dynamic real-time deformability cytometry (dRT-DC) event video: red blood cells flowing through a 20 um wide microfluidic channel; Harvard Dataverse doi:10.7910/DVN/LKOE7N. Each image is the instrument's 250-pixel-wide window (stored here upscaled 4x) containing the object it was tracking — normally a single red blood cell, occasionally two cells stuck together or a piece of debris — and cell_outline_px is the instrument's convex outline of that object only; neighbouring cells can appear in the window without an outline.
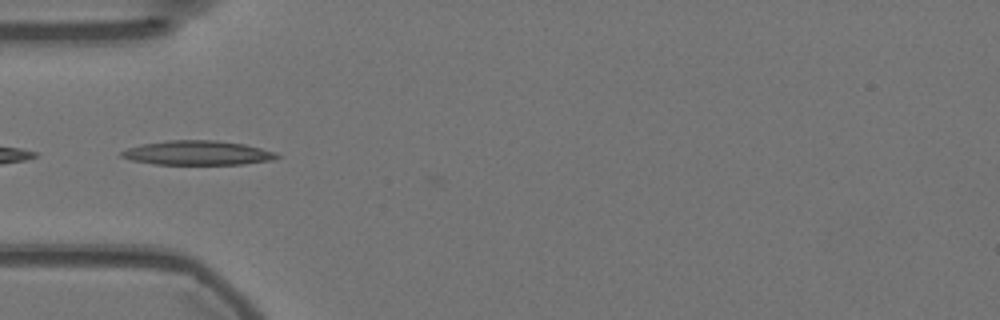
{"species": "Egyptian fruit bat (a non-hibernating species)", "species_latin": "Rousettus aegyptiacus", "temperature_condition": "warm", "stored_images_in_passage": 13, "camera_frame_rate_fps": 3000, "um_per_image_px": 0.085, "animal": {"sex": "female"}, "frame": {"image": 1, "passage_image": 1, "time_ms": 0.0, "image_size_px": [1000, 320], "cell_outline_px": [[280, 156], [276, 160], [244, 164], [152, 164], [132, 160], [120, 156], [120, 152], [128, 148], [144, 144], [168, 140], [216, 140], [244, 144], [276, 152]], "centroid_in_image_um": [16.83, 13.0], "position_along_channel_um": 68.2, "area_um2": 22.02}}
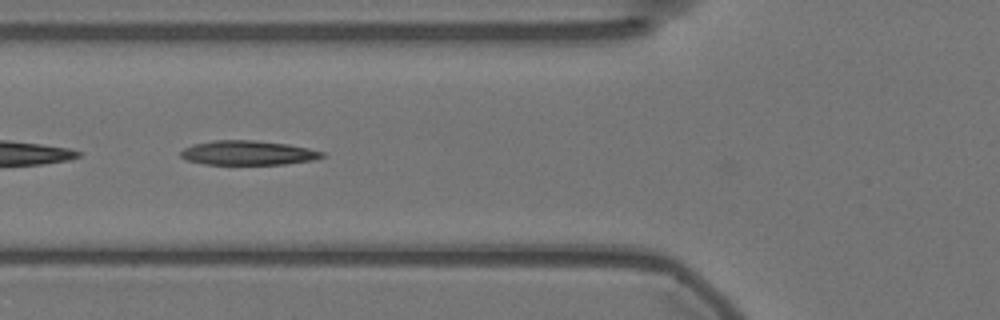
{"frame": {"image": 2, "passage_image": 4, "time_ms": 1.0, "image_size_px": [1000, 320], "cell_outline_px": [[324, 156], [312, 160], [284, 164], [204, 164], [184, 160], [180, 156], [180, 152], [184, 148], [192, 144], [212, 140], [256, 140], [288, 144], [308, 148], [324, 152]], "centroid_in_image_um": [21.02, 12.98], "position_along_channel_um": 104.8, "area_um2": 20.17}}
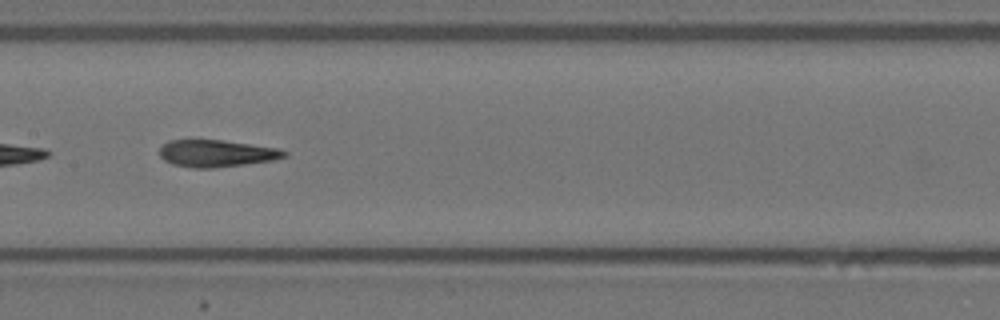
{"frame": {"image": 3, "passage_image": 11, "time_ms": 3.333, "image_size_px": [1000, 320], "cell_outline_px": [[288, 156], [272, 160], [216, 168], [192, 168], [172, 164], [164, 160], [160, 156], [160, 148], [168, 140], [224, 140], [280, 148], [288, 152]], "centroid_in_image_um": [18.42, 13.04], "position_along_channel_um": 189.0, "area_um2": 19.77}}